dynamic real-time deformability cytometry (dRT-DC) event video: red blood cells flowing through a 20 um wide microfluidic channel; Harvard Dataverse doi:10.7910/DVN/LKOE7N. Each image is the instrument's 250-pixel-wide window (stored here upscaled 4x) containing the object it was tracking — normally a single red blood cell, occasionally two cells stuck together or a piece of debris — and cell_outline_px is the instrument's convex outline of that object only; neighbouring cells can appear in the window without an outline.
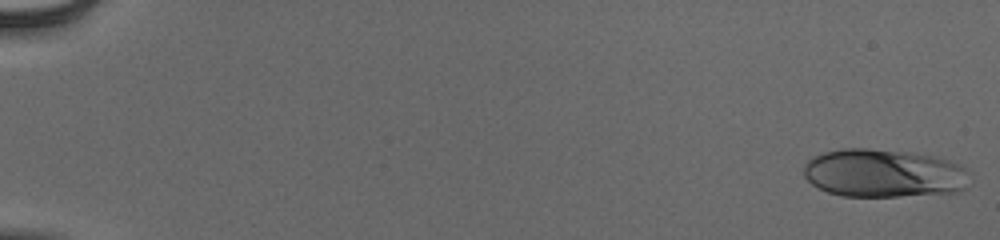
{"species": "human", "species_latin": "Homo sapiens", "temperature_condition": "cold", "stored_images_in_passage": 54, "camera_frame_rate_fps": 3000, "um_per_image_px": 0.085, "donor": {"sex": "male"}, "frame": {"image": 1, "passage_image": 1, "time_ms": 0.0, "image_size_px": [1000, 240], "cell_outline_px": [[964, 188], [960, 192], [900, 196], [844, 196], [828, 192], [812, 184], [804, 176], [804, 164], [812, 156], [824, 152], [844, 148], [868, 148], [908, 152], [936, 156], [960, 164], [964, 168]], "centroid_in_image_um": [75.05, 14.71], "position_along_channel_um": 9.9, "area_um2": 46.47}}
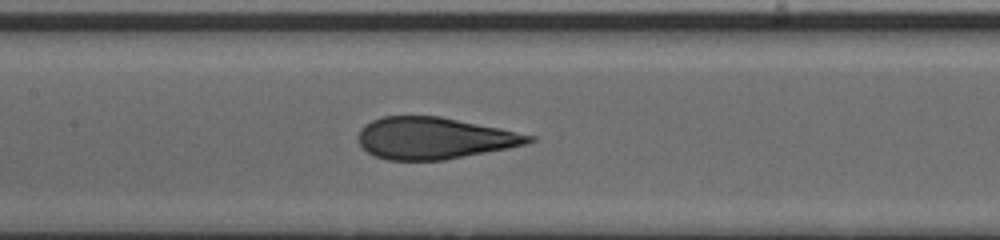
{"frame": {"image": 2, "passage_image": 28, "time_ms": 9.0, "image_size_px": [1000, 240], "cell_outline_px": [[536, 140], [524, 144], [508, 148], [444, 160], [388, 160], [376, 156], [368, 152], [356, 140], [356, 136], [360, 128], [364, 124], [372, 120], [384, 116], [440, 116], [500, 128], [536, 136]], "centroid_in_image_um": [36.87, 11.74], "position_along_channel_um": 170.5, "area_um2": 41.5}}
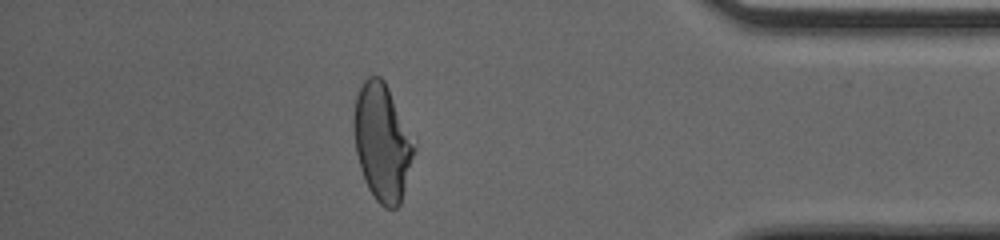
{"frame": {"image": 3, "passage_image": 48, "time_ms": 15.667, "image_size_px": [1000, 240], "cell_outline_px": [[416, 152], [400, 204], [396, 208], [384, 208], [372, 196], [364, 180], [360, 168], [356, 152], [352, 128], [352, 120], [356, 96], [364, 80], [368, 76], [380, 76], [384, 80], [388, 88], [416, 148]], "centroid_in_image_um": [32.46, 12.13], "position_along_channel_um": 402.7, "area_um2": 41.04}, "authors_computed_cell_mechanics": {"area_um2": 42.5986, "velocity_mm_per_s": 3.9093, "shape_relaxation_time_tau1_ms": 6.0934, "shape_relaxation_time_tau2_ms": null, "deformation_change_tau1": 0.2368, "deformation_change_tau2": null}}